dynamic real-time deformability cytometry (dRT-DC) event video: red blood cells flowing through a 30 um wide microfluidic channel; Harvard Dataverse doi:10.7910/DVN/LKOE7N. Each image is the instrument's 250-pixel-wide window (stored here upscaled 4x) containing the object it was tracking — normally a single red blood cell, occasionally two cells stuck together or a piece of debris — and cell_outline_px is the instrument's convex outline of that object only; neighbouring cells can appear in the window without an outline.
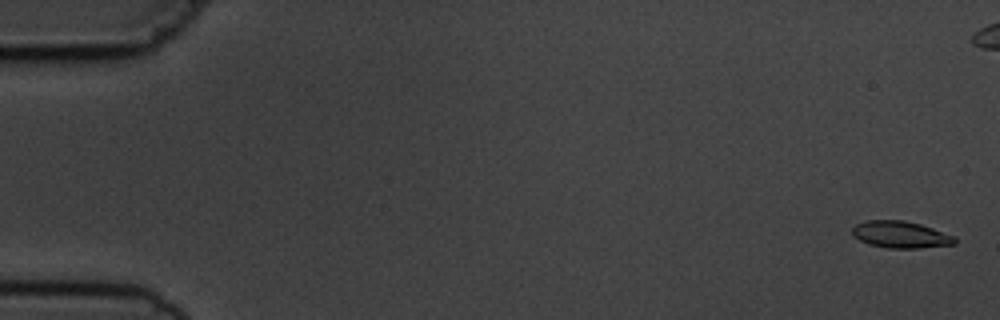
{"species": "common noctule bat (a hibernating species)", "species_latin": "Nyctalus noctula", "temperature_condition": "cold", "stored_images_in_passage": 7, "camera_frame_rate_fps": 3000, "um_per_image_px": 0.085, "animal": {"sex": "male", "body_mass_g": 19.5, "forearm_length_mm": 54.6}, "frame": {"image": 1, "passage_image": 1, "time_ms": 0.0, "image_size_px": [1000, 320], "cell_outline_px": [[956, 244], [920, 248], [888, 248], [868, 244], [852, 236], [852, 228], [856, 224], [868, 220], [904, 220], [920, 224], [956, 236]], "centroid_in_image_um": [76.55, 19.94], "position_along_channel_um": 8.4, "area_um2": 16.13}}
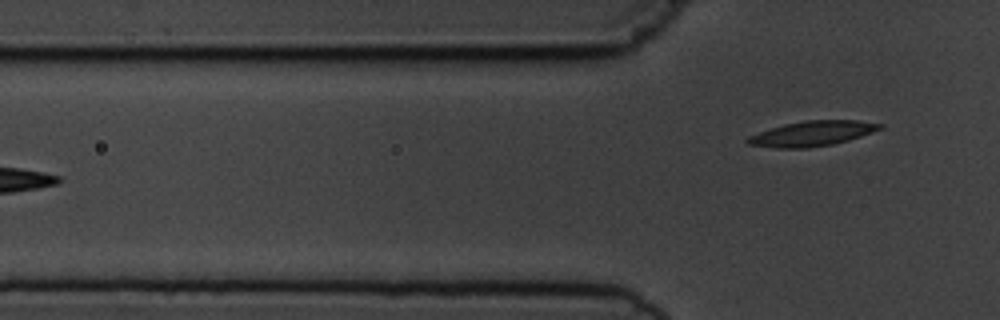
{"frame": {"image": 2, "passage_image": 7, "time_ms": 7.0, "image_size_px": [1000, 320], "cell_outline_px": [[884, 128], [848, 140], [832, 144], [808, 148], [776, 148], [748, 144], [744, 140], [748, 136], [784, 124], [804, 120], [856, 120], [884, 124]], "centroid_in_image_um": [69.04, 11.35], "position_along_channel_um": 56.8, "area_um2": 19.25}}